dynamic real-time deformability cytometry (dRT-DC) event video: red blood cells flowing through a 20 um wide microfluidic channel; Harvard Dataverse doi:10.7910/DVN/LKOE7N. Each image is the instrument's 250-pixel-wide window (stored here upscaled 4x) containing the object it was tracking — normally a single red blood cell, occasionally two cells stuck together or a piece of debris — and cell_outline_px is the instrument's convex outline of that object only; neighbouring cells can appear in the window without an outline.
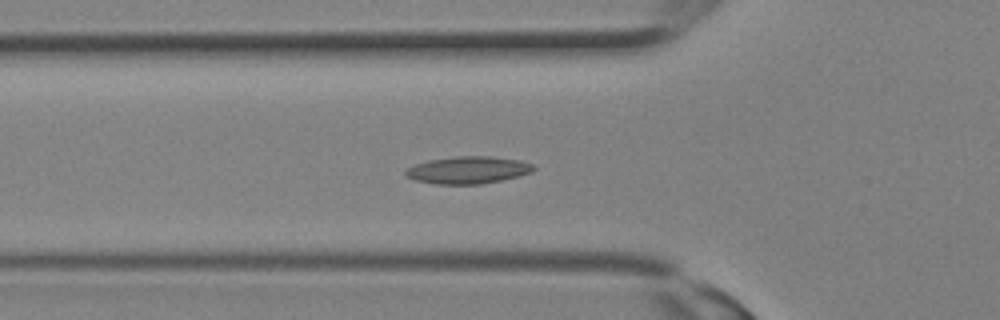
{"species": "Egyptian fruit bat (a non-hibernating species)", "species_latin": "Rousettus aegyptiacus", "temperature_condition": "room temperature", "stored_images_in_passage": 21, "camera_frame_rate_fps": 3000, "um_per_image_px": 0.085, "animal": {"sex": "female"}, "frame": {"image": 1, "passage_image": 11, "time_ms": 3.333, "image_size_px": [1000, 320], "cell_outline_px": [[536, 168], [532, 172], [520, 176], [480, 184], [436, 184], [416, 180], [408, 176], [404, 172], [408, 168], [416, 164], [428, 160], [456, 156], [492, 156], [520, 160], [532, 164]], "centroid_in_image_um": [39.82, 14.44], "position_along_channel_um": 86.0, "area_um2": 20.23}}
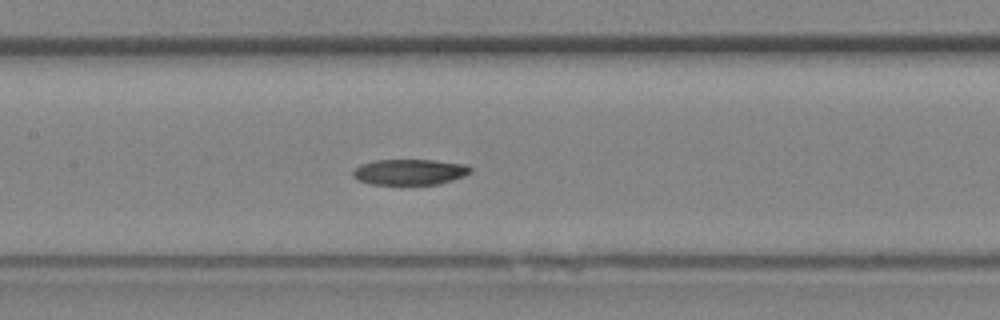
{"frame": {"image": 2, "passage_image": 15, "time_ms": 4.667, "image_size_px": [1000, 320], "cell_outline_px": [[472, 172], [464, 176], [440, 184], [368, 184], [356, 180], [352, 176], [352, 172], [360, 164], [376, 160], [432, 160], [468, 164], [472, 168]], "centroid_in_image_um": [34.83, 14.62], "position_along_channel_um": 172.6, "area_um2": 17.8}}
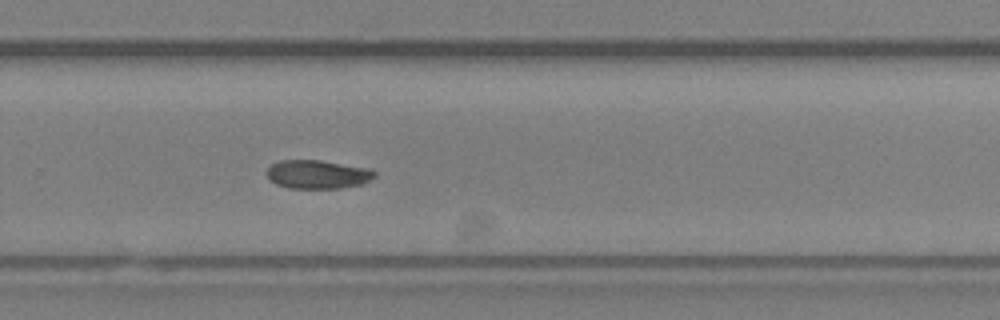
{"frame": {"image": 3, "passage_image": 21, "time_ms": 6.667, "image_size_px": [1000, 320], "cell_outline_px": [[376, 176], [360, 184], [340, 188], [288, 188], [276, 184], [264, 172], [272, 164], [280, 160], [320, 160], [372, 168], [376, 172]], "centroid_in_image_um": [27.0, 14.81], "position_along_channel_um": 302.8, "area_um2": 18.03}}